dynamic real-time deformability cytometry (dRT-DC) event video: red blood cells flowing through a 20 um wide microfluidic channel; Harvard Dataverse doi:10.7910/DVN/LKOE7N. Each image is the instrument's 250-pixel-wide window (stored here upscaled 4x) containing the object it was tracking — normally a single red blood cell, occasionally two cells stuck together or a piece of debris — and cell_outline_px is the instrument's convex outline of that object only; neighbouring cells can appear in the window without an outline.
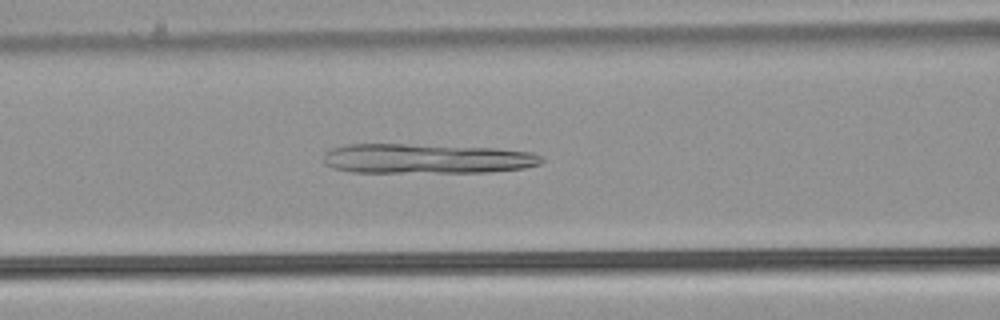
{"species": "common noctule bat (a hibernating species)", "species_latin": "Nyctalus noctula", "temperature_condition": "warm", "stored_images_in_passage": 26, "segment_of_instrument_passage": [1, 3], "camera_frame_rate_fps": 3000, "um_per_image_px": 0.085, "animal": {"sex": "male", "body_mass_g": 21.5, "forearm_length_mm": 52.0}, "frame": {"image": 1, "passage_image": 10, "time_ms": 3.0, "image_size_px": [1000, 320], "cell_outline_px": [[544, 160], [540, 164], [524, 168], [488, 172], [352, 172], [332, 168], [324, 164], [324, 152], [332, 148], [348, 144], [404, 144], [496, 148], [532, 152], [544, 156]], "centroid_in_image_um": [36.27, 13.48], "position_along_channel_um": 130.3, "area_um2": 38.03}}